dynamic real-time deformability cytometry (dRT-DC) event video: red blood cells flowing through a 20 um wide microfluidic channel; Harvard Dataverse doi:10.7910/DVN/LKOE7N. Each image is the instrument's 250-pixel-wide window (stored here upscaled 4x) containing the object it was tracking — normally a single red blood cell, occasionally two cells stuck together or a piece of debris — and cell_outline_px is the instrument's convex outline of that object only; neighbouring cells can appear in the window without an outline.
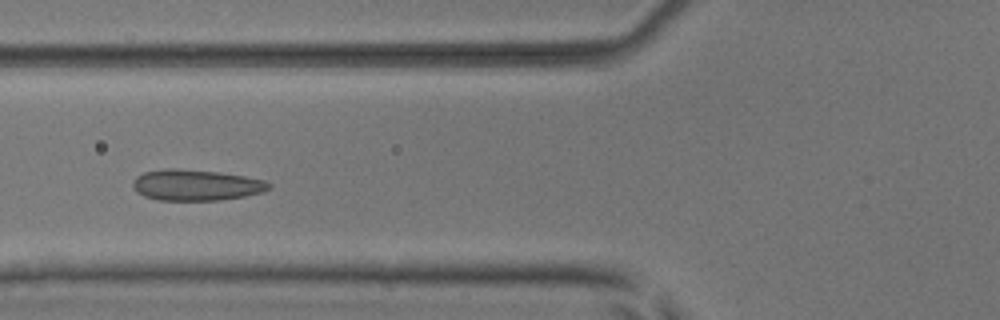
{"species": "common noctule bat (a hibernating species)", "species_latin": "Nyctalus noctula", "temperature_condition": "room temperature", "stored_images_in_passage": 6, "camera_frame_rate_fps": 3000, "um_per_image_px": 0.085, "animal": {"sex": "male", "body_mass_g": 17.9, "forearm_length_mm": 54.2}, "frame": {"image": 1, "passage_image": 6, "time_ms": 5.667, "image_size_px": [1000, 320], "cell_outline_px": [[272, 188], [264, 192], [244, 196], [220, 200], [156, 200], [144, 196], [136, 192], [132, 188], [132, 180], [136, 176], [144, 172], [168, 168], [176, 168], [216, 172], [244, 176], [264, 180], [272, 184]], "centroid_in_image_um": [16.65, 15.73], "position_along_channel_um": 109.2, "area_um2": 24.74}}